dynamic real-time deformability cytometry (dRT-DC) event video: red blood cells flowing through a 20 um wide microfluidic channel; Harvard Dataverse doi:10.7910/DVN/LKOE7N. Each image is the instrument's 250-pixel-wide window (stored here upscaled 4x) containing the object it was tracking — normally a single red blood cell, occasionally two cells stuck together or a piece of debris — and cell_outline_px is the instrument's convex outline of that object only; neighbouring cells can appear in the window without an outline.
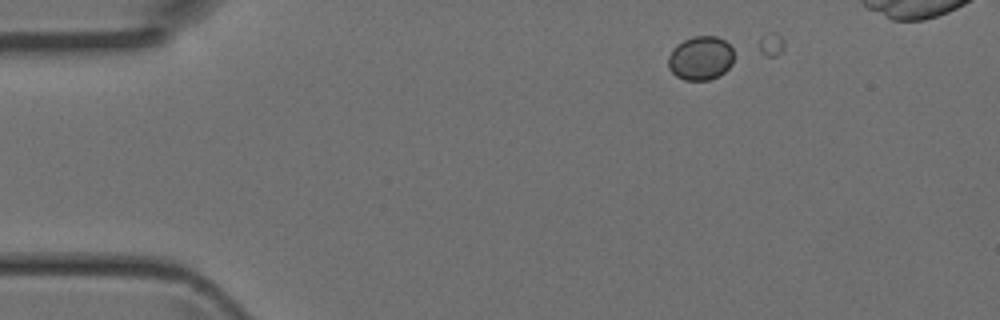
{"species": "Egyptian fruit bat (a non-hibernating species)", "species_latin": "Rousettus aegyptiacus", "temperature_condition": "room temperature", "stored_images_in_passage": 5, "camera_frame_rate_fps": 3000, "um_per_image_px": 0.085, "animal": {"sex": "female"}, "frame": {"image": 1, "passage_image": 1, "time_ms": 0.0, "image_size_px": [1000, 320], "cell_outline_px": [[732, 64], [720, 76], [708, 80], [684, 80], [676, 76], [668, 68], [668, 56], [676, 44], [692, 36], [716, 36], [724, 40], [732, 48]], "centroid_in_image_um": [59.53, 4.94], "position_along_channel_um": 25.5, "area_um2": 16.88}}